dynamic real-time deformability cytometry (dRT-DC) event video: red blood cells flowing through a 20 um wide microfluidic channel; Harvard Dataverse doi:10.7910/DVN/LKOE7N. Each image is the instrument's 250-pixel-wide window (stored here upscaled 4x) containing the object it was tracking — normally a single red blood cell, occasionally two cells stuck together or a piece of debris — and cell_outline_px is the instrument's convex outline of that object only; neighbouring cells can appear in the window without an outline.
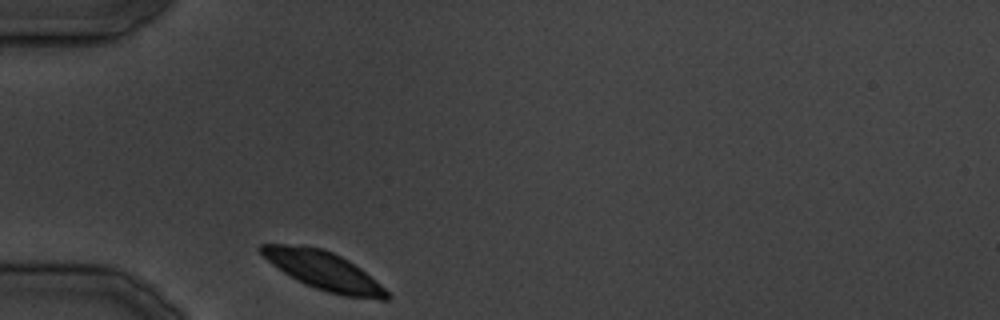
{"species": "common noctule bat (a hibernating species)", "species_latin": "Nyctalus noctula", "temperature_condition": "cold", "stored_images_in_passage": 23, "camera_frame_rate_fps": 3000, "um_per_image_px": 0.085, "animal": {"sex": "male", "body_mass_g": 19.5, "forearm_length_mm": 54.6}, "frame": {"image": 1, "passage_image": 1, "time_ms": 0.0, "image_size_px": [1000, 320], "cell_outline_px": [[392, 296], [388, 300], [380, 300], [344, 296], [328, 292], [304, 284], [296, 280], [272, 264], [256, 248], [260, 244], [304, 244], [320, 248], [332, 252], [348, 260], [360, 268], [380, 284]], "centroid_in_image_um": [27.5, 23.01], "position_along_channel_um": 57.5, "area_um2": 28.15}}
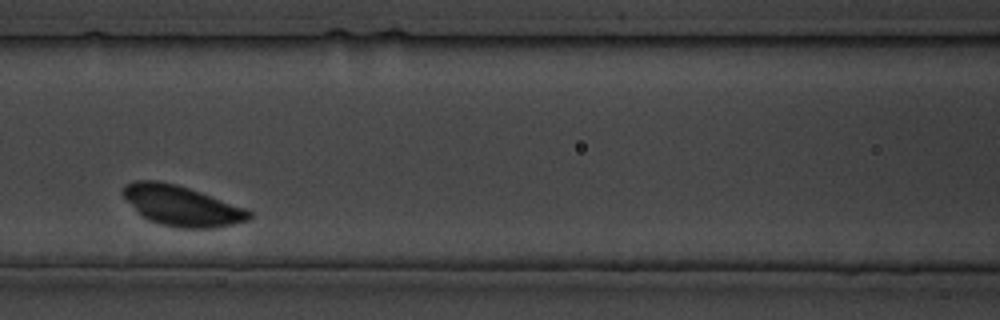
{"frame": {"image": 2, "passage_image": 7, "time_ms": 7.667, "image_size_px": [1000, 320], "cell_outline_px": [[252, 220], [216, 228], [180, 228], [160, 224], [148, 220], [136, 212], [120, 192], [124, 184], [136, 180], [156, 180], [176, 184], [248, 208], [252, 212]], "centroid_in_image_um": [15.45, 17.49], "position_along_channel_um": 151.1, "area_um2": 30.0}}